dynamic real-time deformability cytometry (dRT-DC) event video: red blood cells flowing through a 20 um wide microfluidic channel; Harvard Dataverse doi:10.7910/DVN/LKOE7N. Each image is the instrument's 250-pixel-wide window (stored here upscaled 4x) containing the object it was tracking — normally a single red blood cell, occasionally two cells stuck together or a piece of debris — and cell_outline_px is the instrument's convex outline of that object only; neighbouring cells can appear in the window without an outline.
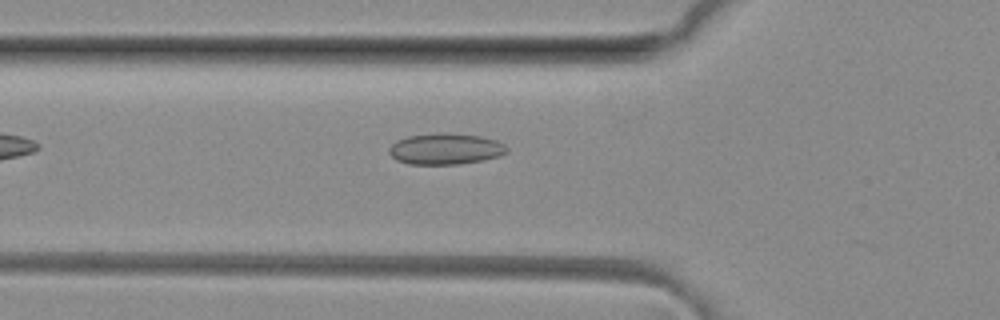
{"species": "common noctule bat (a hibernating species)", "species_latin": "Nyctalus noctula", "temperature_condition": "room temperature", "stored_images_in_passage": 29, "camera_frame_rate_fps": 3000, "um_per_image_px": 0.085, "animal": {"sex": "female", "body_mass_g": 29.2, "forearm_length_mm": 56.3}, "frame": {"image": 1, "passage_image": 2, "time_ms": 0.333, "image_size_px": [1000, 320], "cell_outline_px": [[508, 152], [500, 156], [484, 160], [456, 164], [408, 164], [396, 160], [388, 152], [388, 148], [396, 140], [408, 136], [444, 132], [448, 132], [480, 136], [496, 140], [504, 144], [508, 148]], "centroid_in_image_um": [37.87, 12.65], "position_along_channel_um": 87.9, "area_um2": 21.56}}
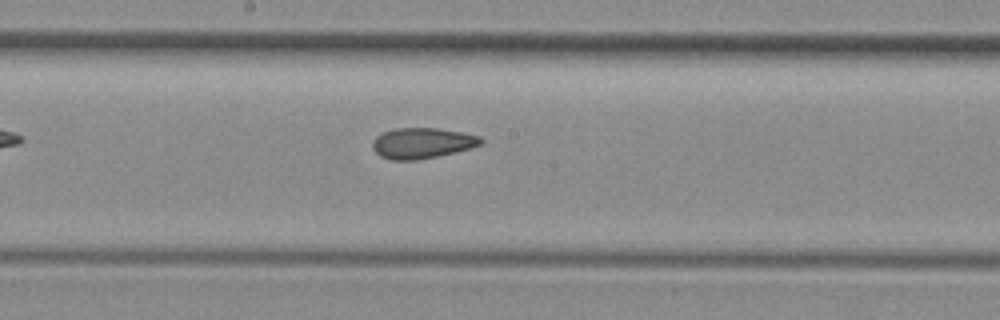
{"frame": {"image": 2, "passage_image": 11, "time_ms": 3.333, "image_size_px": [1000, 320], "cell_outline_px": [[484, 140], [480, 144], [456, 152], [416, 160], [392, 160], [380, 156], [372, 148], [372, 140], [376, 136], [384, 132], [396, 128], [436, 128], [464, 132], [480, 136]], "centroid_in_image_um": [35.86, 12.16], "position_along_channel_um": 212.3, "area_um2": 19.31}}
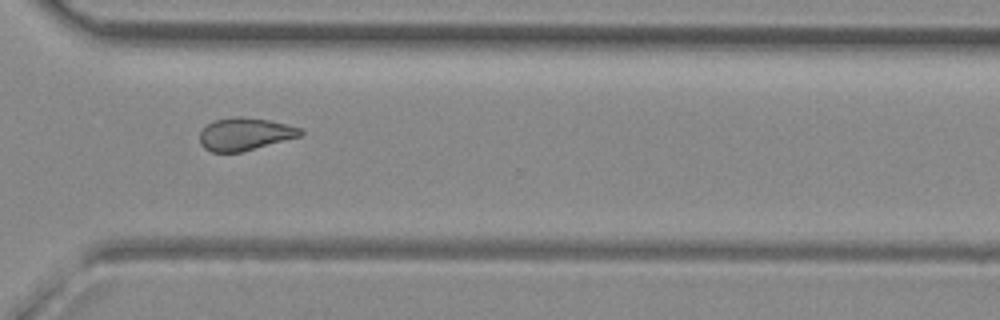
{"frame": {"image": 3, "passage_image": 21, "time_ms": 6.667, "image_size_px": [1000, 320], "cell_outline_px": [[304, 132], [300, 136], [240, 152], [212, 152], [204, 148], [200, 144], [200, 132], [208, 124], [216, 120], [236, 116], [240, 116], [268, 120], [300, 128]], "centroid_in_image_um": [20.79, 11.4], "position_along_channel_um": 349.8, "area_um2": 18.79}}